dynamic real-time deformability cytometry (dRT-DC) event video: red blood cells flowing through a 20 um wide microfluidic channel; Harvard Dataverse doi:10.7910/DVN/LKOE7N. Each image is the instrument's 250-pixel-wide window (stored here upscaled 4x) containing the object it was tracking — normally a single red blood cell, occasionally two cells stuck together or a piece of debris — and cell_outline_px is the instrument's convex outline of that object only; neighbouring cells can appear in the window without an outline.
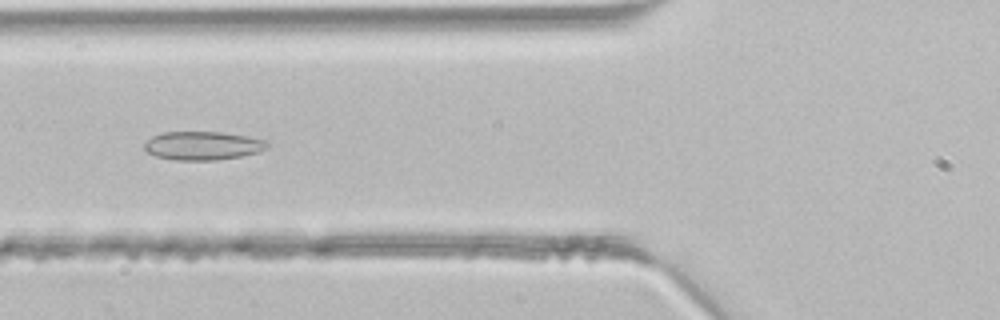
{"species": "common noctule bat (a hibernating species)", "species_latin": "Nyctalus noctula", "temperature_condition": "room temperature", "stored_images_in_passage": 5, "camera_frame_rate_fps": 3000, "um_per_image_px": 0.085, "animal": {"sex": "male", "body_mass_g": 21.5, "forearm_length_mm": 52.0}, "frame": {"image": 1, "passage_image": 5, "time_ms": 1.333, "image_size_px": [1000, 320], "cell_outline_px": [[272, 144], [268, 148], [260, 152], [240, 156], [216, 160], [172, 160], [156, 156], [148, 152], [144, 148], [144, 144], [152, 136], [164, 132], [220, 132], [248, 136], [268, 140]], "centroid_in_image_um": [17.3, 12.38], "position_along_channel_um": 108.5, "area_um2": 20.63}}